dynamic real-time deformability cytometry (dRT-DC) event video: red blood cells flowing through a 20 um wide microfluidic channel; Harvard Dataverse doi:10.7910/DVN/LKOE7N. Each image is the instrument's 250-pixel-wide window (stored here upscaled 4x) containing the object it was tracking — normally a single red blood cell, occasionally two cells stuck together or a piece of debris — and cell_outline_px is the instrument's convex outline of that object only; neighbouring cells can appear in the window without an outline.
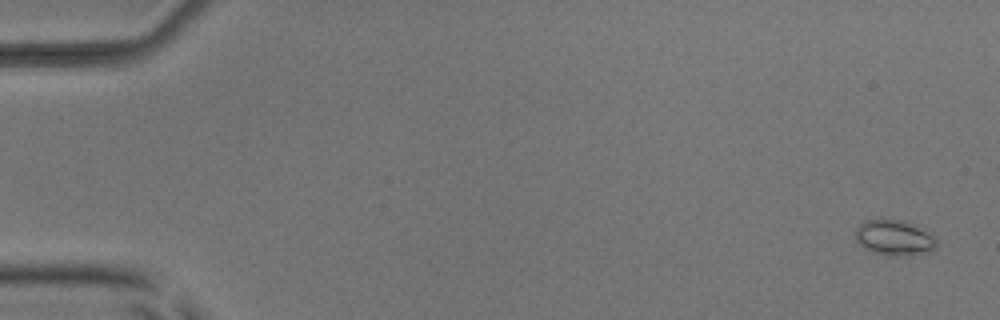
{"species": "common noctule bat (a hibernating species)", "species_latin": "Nyctalus noctula", "temperature_condition": "room temperature", "stored_images_in_passage": 7, "camera_frame_rate_fps": 3000, "um_per_image_px": 0.085, "animal": {"sex": "male", "body_mass_g": 17.9, "forearm_length_mm": 54.2}, "frame": {"image": 1, "passage_image": 1, "time_ms": 0.0, "image_size_px": [1000, 320], "cell_outline_px": [[936, 248], [932, 252], [908, 256], [892, 256], [872, 252], [864, 248], [856, 240], [856, 228], [860, 224], [868, 220], [880, 216], [904, 220], [928, 228], [936, 236]], "centroid_in_image_um": [76.09, 20.17], "position_along_channel_um": 8.9, "area_um2": 17.8}}
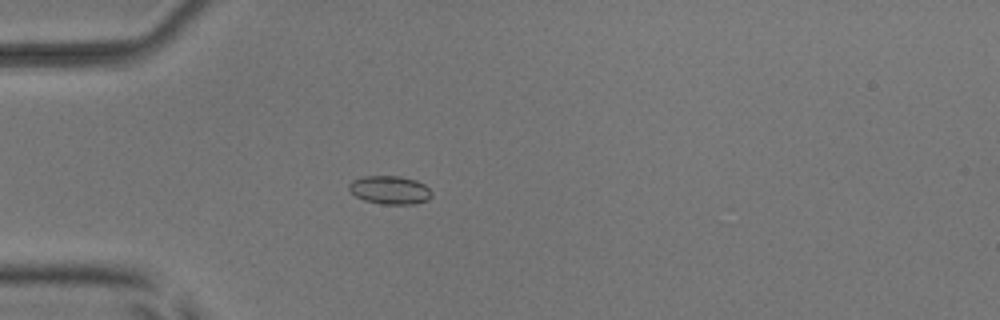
{"frame": {"image": 2, "passage_image": 5, "time_ms": 4.667, "image_size_px": [1000, 320], "cell_outline_px": [[432, 196], [428, 200], [412, 204], [384, 204], [364, 200], [356, 196], [348, 188], [348, 184], [352, 180], [364, 176], [400, 176], [416, 180], [424, 184], [432, 192]], "centroid_in_image_um": [33.14, 16.14], "position_along_channel_um": 51.9, "area_um2": 13.64}}
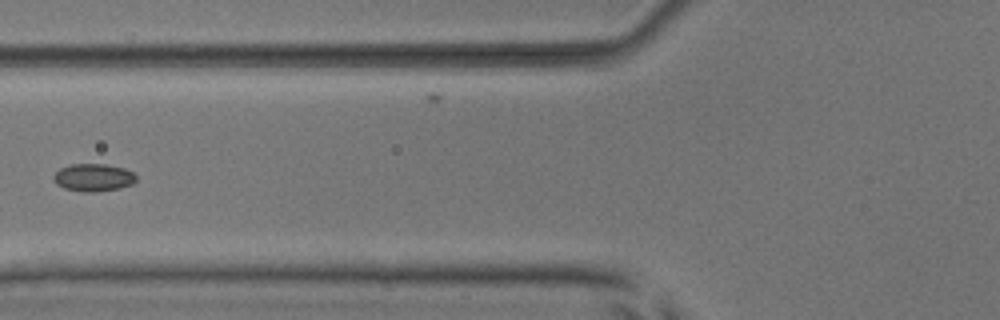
{"frame": {"image": 3, "passage_image": 7, "time_ms": 6.667, "image_size_px": [1000, 320], "cell_outline_px": [[136, 184], [120, 188], [96, 192], [80, 192], [64, 188], [56, 184], [52, 180], [52, 176], [60, 168], [72, 164], [104, 164], [124, 168], [132, 172], [136, 176]], "centroid_in_image_um": [7.94, 15.1], "position_along_channel_um": 117.9, "area_um2": 13.53}}